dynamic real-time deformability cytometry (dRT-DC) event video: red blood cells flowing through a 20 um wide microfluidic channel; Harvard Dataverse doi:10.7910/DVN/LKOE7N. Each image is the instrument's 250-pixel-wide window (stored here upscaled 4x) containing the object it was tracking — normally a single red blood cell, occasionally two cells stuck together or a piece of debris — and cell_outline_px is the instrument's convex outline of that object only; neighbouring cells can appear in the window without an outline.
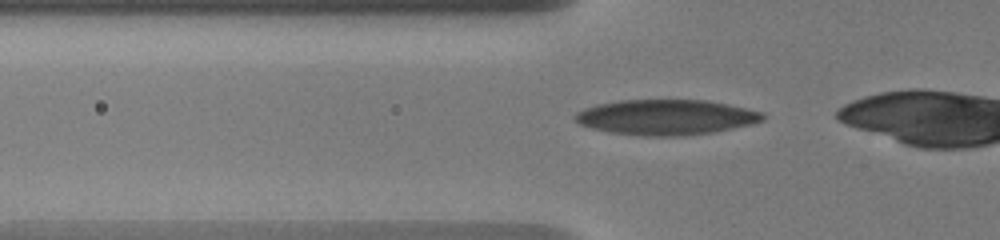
{"species": "human", "species_latin": "Homo sapiens", "temperature_condition": "warm", "stored_images_in_passage": 33, "camera_frame_rate_fps": 3000, "um_per_image_px": 0.085, "donor": {"sex": "male"}, "frame": {"image": 1, "passage_image": 18, "time_ms": 4.333, "image_size_px": [1000, 240], "cell_outline_px": [[764, 120], [752, 124], [712, 132], [680, 136], [644, 136], [608, 132], [592, 128], [580, 124], [572, 116], [576, 112], [584, 108], [596, 104], [620, 100], [708, 100], [728, 104], [764, 112]], "centroid_in_image_um": [56.6, 9.96], "position_along_channel_um": 69.2, "area_um2": 38.73}}
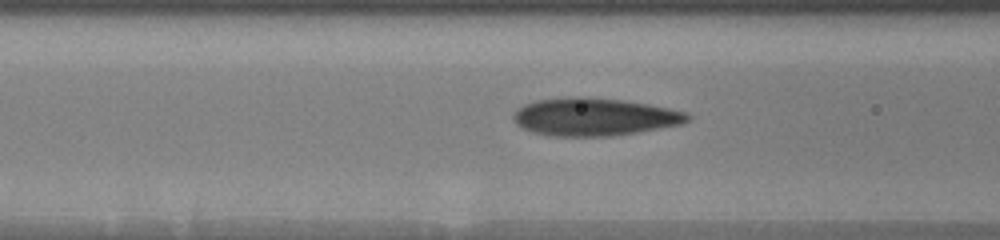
{"frame": {"image": 2, "passage_image": 25, "time_ms": 5.667, "image_size_px": [1000, 240], "cell_outline_px": [[688, 120], [680, 124], [636, 132], [612, 136], [548, 136], [532, 132], [516, 124], [512, 120], [512, 116], [516, 108], [524, 104], [536, 100], [564, 96], [584, 96], [620, 100], [648, 104], [668, 108], [684, 112], [688, 116]], "centroid_in_image_um": [50.4, 9.92], "position_along_channel_um": 116.2, "area_um2": 38.32}}
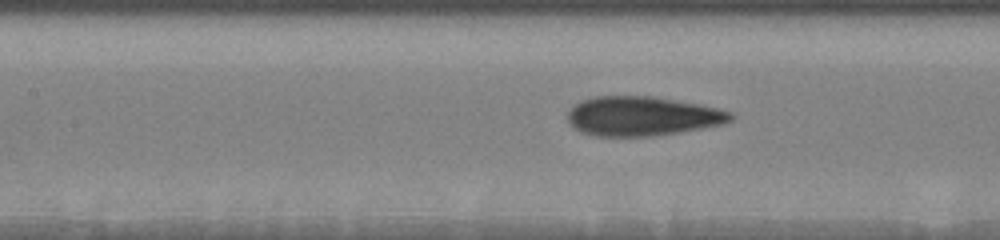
{"frame": {"image": 3, "passage_image": 29, "time_ms": 6.667, "image_size_px": [1000, 240], "cell_outline_px": [[736, 116], [732, 120], [724, 124], [680, 132], [648, 136], [596, 136], [580, 132], [572, 128], [568, 124], [568, 112], [580, 100], [596, 96], [652, 96], [700, 104], [732, 112]], "centroid_in_image_um": [54.59, 9.87], "position_along_channel_um": 152.8, "area_um2": 37.57}}